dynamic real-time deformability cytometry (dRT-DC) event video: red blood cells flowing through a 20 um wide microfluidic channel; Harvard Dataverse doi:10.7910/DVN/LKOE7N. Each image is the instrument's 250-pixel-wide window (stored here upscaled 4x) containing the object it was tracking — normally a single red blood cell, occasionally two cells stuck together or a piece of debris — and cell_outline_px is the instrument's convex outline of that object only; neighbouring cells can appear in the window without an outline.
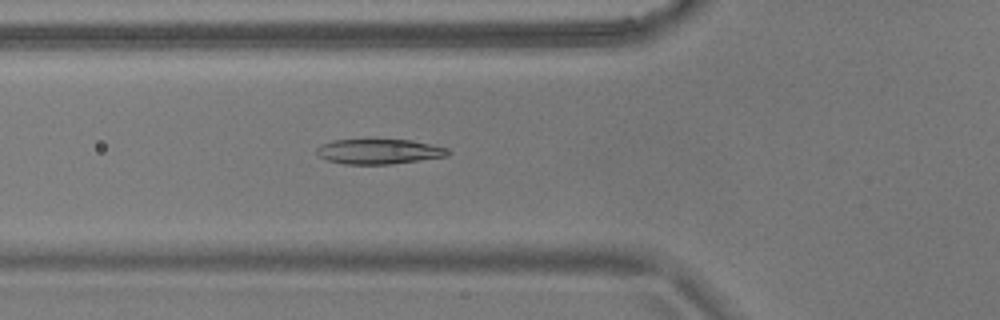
{"species": "common noctule bat (a hibernating species)", "species_latin": "Nyctalus noctula", "temperature_condition": "warm", "stored_images_in_passage": 36, "camera_frame_rate_fps": 3000, "um_per_image_px": 0.085, "animal": {"sex": "male", "body_mass_g": 17.9}, "frame": {"image": 1, "passage_image": 4, "time_ms": 1.0, "image_size_px": [1000, 320], "cell_outline_px": [[452, 152], [448, 156], [392, 164], [344, 164], [328, 160], [320, 156], [316, 152], [316, 148], [320, 144], [332, 140], [412, 140], [448, 148]], "centroid_in_image_um": [32.23, 12.88], "position_along_channel_um": 93.6, "area_um2": 19.13}}
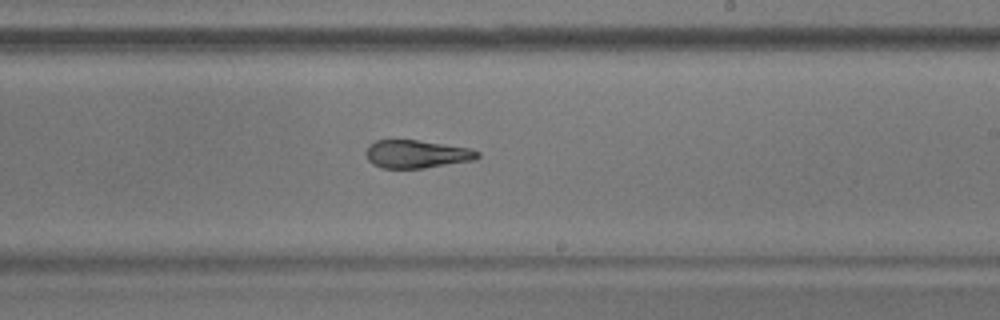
{"frame": {"image": 2, "passage_image": 17, "time_ms": 5.333, "image_size_px": [1000, 320], "cell_outline_px": [[480, 156], [476, 160], [424, 168], [380, 168], [372, 164], [368, 160], [364, 152], [368, 144], [376, 140], [416, 140], [472, 148], [480, 152]], "centroid_in_image_um": [35.41, 13.1], "position_along_channel_um": 253.6, "area_um2": 18.5}}
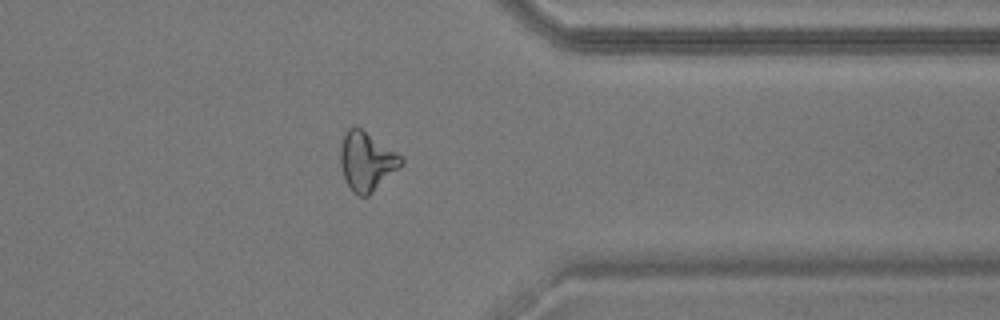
{"frame": {"image": 3, "passage_image": 28, "time_ms": 9.0, "image_size_px": [1000, 320], "cell_outline_px": [[404, 164], [400, 168], [368, 196], [360, 196], [352, 192], [344, 180], [340, 164], [340, 144], [348, 128], [360, 128], [396, 152], [404, 160]], "centroid_in_image_um": [31.15, 13.75], "position_along_channel_um": 380.2, "area_um2": 20.75}}